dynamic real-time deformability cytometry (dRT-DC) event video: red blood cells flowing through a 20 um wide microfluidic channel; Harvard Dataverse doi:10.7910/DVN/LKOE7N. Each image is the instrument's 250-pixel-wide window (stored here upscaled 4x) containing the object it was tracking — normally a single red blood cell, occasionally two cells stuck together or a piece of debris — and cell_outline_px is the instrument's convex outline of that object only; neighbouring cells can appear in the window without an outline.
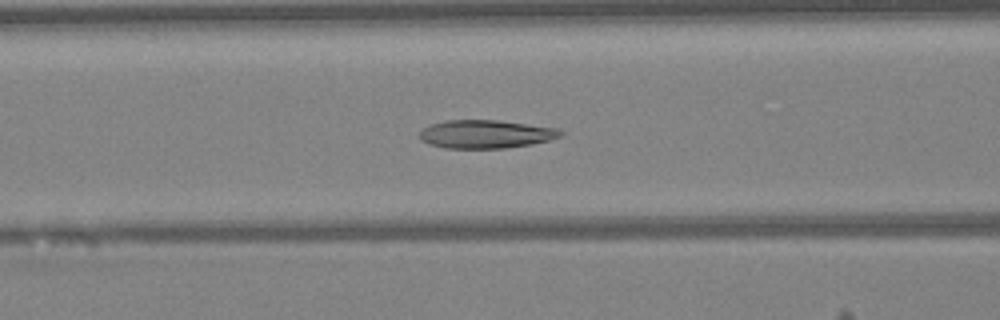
{"species": "Egyptian fruit bat (a non-hibernating species)", "species_latin": "Rousettus aegyptiacus", "temperature_condition": "warm", "stored_images_in_passage": 47, "camera_frame_rate_fps": 3000, "um_per_image_px": 0.085, "animal": {"sex": "female"}, "frame": {"image": 1, "passage_image": 19, "time_ms": 6.0, "image_size_px": [1000, 320], "cell_outline_px": [[564, 136], [532, 144], [504, 148], [444, 148], [428, 144], [420, 140], [420, 132], [428, 124], [444, 120], [500, 120], [560, 128], [564, 132]], "centroid_in_image_um": [41.31, 11.39], "position_along_channel_um": 125.3, "area_um2": 23.58}}
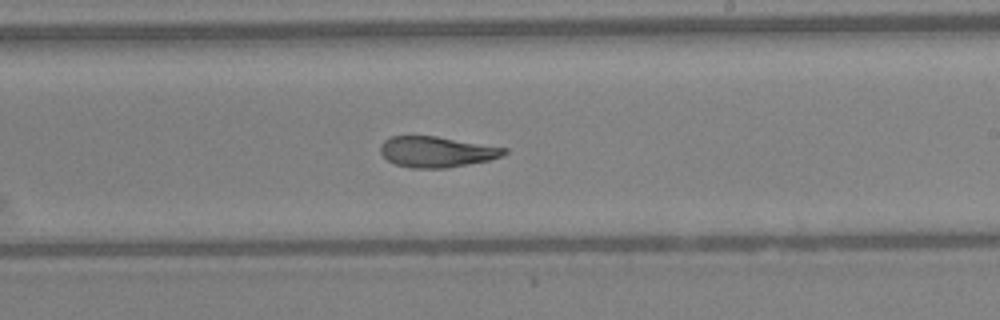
{"frame": {"image": 2, "passage_image": 28, "time_ms": 9.0, "image_size_px": [1000, 320], "cell_outline_px": [[508, 152], [500, 156], [488, 160], [444, 168], [412, 168], [396, 164], [388, 160], [380, 152], [380, 144], [384, 140], [392, 136], [436, 136], [508, 148]], "centroid_in_image_um": [37.09, 12.89], "position_along_channel_um": 251.9, "area_um2": 21.96}}
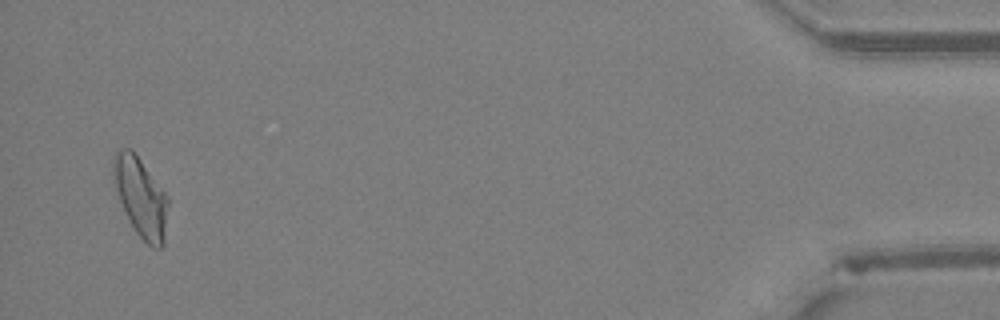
{"frame": {"image": 3, "passage_image": 46, "time_ms": 15.0, "image_size_px": [1000, 320], "cell_outline_px": [[168, 204], [164, 244], [160, 248], [152, 248], [136, 232], [128, 220], [120, 200], [116, 188], [112, 168], [112, 160], [116, 152], [120, 148], [132, 148], [168, 196]], "centroid_in_image_um": [11.97, 16.75], "position_along_channel_um": 423.2, "area_um2": 25.2}, "authors_computed_cell_mechanics": {"area_um2": 23.7558, "velocity_mm_per_s": 4.2441, "shape_relaxation_time_tau1_ms": 7.6073, "shape_relaxation_time_tau2_ms": 1.811, "deformation_change_tau1": 0.205, "deformation_change_tau2": 0.08}}